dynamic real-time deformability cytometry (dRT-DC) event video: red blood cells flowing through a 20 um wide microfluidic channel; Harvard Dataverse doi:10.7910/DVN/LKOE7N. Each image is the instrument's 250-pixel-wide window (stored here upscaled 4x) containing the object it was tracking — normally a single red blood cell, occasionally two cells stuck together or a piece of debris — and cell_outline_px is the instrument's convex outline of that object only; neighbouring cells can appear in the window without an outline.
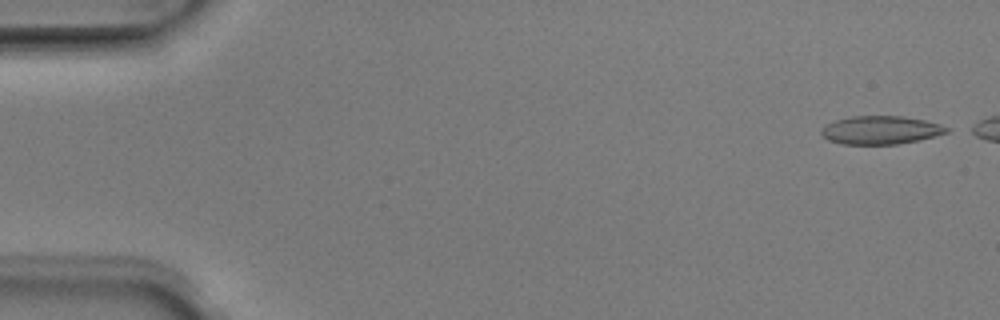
{"species": "Egyptian fruit bat (a non-hibernating species)", "species_latin": "Rousettus aegyptiacus", "temperature_condition": "room temperature", "stored_images_in_passage": 45, "camera_frame_rate_fps": 3000, "um_per_image_px": 0.085, "animal": {"sex": "male"}, "frame": {"image": 1, "passage_image": 2, "time_ms": 0.333, "image_size_px": [1000, 320], "cell_outline_px": [[952, 128], [948, 132], [916, 140], [896, 144], [840, 144], [828, 140], [820, 132], [820, 128], [836, 120], [852, 116], [904, 116], [924, 120], [940, 124]], "centroid_in_image_um": [74.84, 11.05], "position_along_channel_um": 10.2, "area_um2": 20.52}}
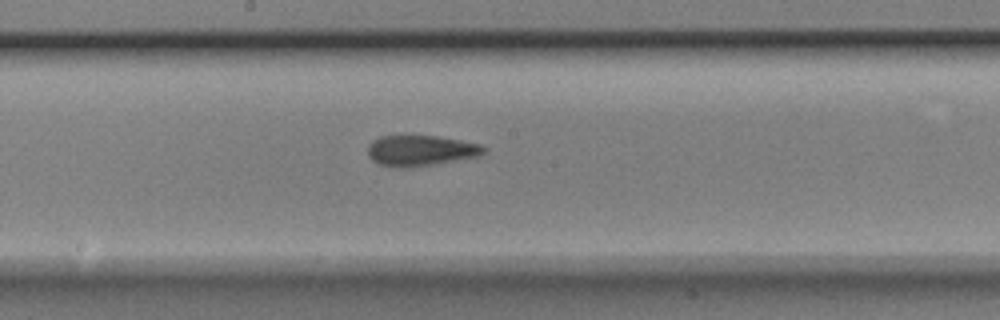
{"frame": {"image": 2, "passage_image": 27, "time_ms": 8.667, "image_size_px": [1000, 320], "cell_outline_px": [[488, 152], [480, 156], [436, 164], [412, 168], [396, 168], [380, 164], [372, 160], [368, 156], [368, 144], [372, 140], [380, 136], [404, 132], [412, 132], [440, 136], [480, 144], [488, 148]], "centroid_in_image_um": [35.74, 12.75], "position_along_channel_um": 212.5, "area_um2": 22.14}}
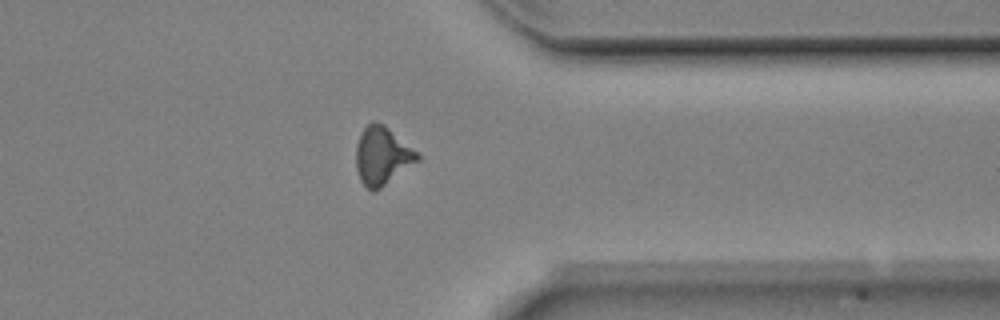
{"frame": {"image": 3, "passage_image": 40, "time_ms": 13.0, "image_size_px": [1000, 320], "cell_outline_px": [[420, 160], [376, 192], [372, 192], [360, 180], [356, 168], [356, 144], [360, 132], [372, 120], [384, 124], [416, 152], [420, 156]], "centroid_in_image_um": [32.46, 13.26], "position_along_channel_um": 378.9, "area_um2": 20.81}, "authors_computed_cell_mechanics": {"area_um2": 20.5768, "velocity_mm_per_s": 3.985, "shape_relaxation_time_tau1_ms": 3.9737, "shape_relaxation_time_tau2_ms": 2.6904, "deformation_change_tau1": 0.1529, "deformation_change_tau2": 0.1175}}